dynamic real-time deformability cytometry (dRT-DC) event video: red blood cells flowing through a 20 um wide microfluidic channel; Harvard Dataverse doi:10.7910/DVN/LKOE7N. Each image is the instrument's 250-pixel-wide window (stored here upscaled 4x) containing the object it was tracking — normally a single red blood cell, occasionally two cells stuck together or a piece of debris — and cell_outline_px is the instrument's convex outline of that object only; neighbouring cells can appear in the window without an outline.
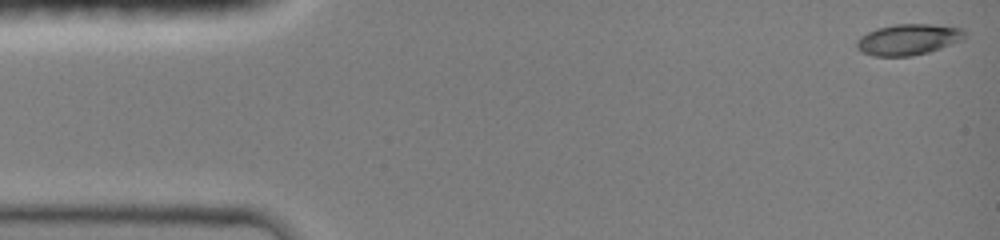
{"species": "common noctule bat (a hibernating species)", "species_latin": "Nyctalus noctula", "temperature_condition": "room temperature", "stored_images_in_passage": 7, "camera_frame_rate_fps": 3000, "um_per_image_px": 0.085, "animal": {"sex": "female", "body_mass_g": 19.0, "forearm_length_mm": 51.5}, "frame": {"image": 1, "passage_image": 1, "time_ms": 0.0, "image_size_px": [1000, 240], "cell_outline_px": [[968, 32], [964, 40], [928, 52], [912, 56], [872, 56], [856, 48], [856, 40], [860, 36], [876, 28], [896, 24], [932, 24], [964, 28]], "centroid_in_image_um": [77.24, 3.35], "position_along_channel_um": 7.8, "area_um2": 19.77}}